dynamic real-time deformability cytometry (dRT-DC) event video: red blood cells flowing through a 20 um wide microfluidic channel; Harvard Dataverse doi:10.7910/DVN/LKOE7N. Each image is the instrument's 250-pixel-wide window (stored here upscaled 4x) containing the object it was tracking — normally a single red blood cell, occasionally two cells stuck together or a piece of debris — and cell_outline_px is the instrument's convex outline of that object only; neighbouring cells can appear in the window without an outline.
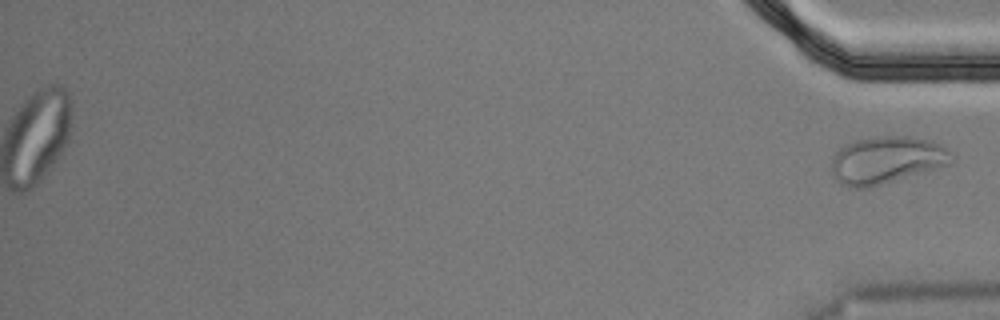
{"species": "Egyptian fruit bat (a non-hibernating species)", "species_latin": "Rousettus aegyptiacus", "temperature_condition": "cold", "stored_images_in_passage": 50, "segment_of_instrument_passage": [2, 2], "camera_frame_rate_fps": 3000, "um_per_image_px": 0.085, "animal": {"sex": "male"}, "frame": {"image": 1, "passage_image": 50, "time_ms": 16.333, "image_size_px": [1000, 320], "cell_outline_px": [[952, 164], [868, 188], [852, 188], [836, 180], [832, 176], [832, 156], [844, 144], [856, 140], [872, 136], [904, 136], [932, 140], [940, 144], [948, 152]], "centroid_in_image_um": [75.31, 13.6], "position_along_channel_um": 359.9, "area_um2": 33.0}}